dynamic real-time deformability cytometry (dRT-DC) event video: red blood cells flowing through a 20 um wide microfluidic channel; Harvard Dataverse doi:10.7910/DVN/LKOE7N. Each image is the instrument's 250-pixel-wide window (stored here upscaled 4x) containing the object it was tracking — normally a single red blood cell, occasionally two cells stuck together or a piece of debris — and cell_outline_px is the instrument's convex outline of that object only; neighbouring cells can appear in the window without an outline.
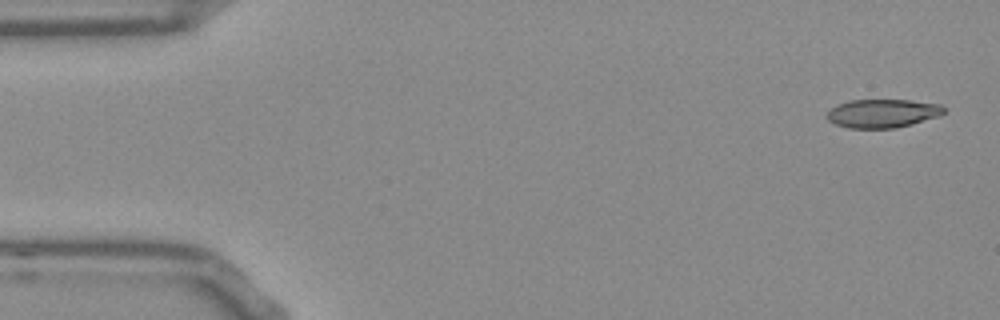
{"species": "Egyptian fruit bat (a non-hibernating species)", "species_latin": "Rousettus aegyptiacus", "temperature_condition": "room temperature", "stored_images_in_passage": 13, "camera_frame_rate_fps": 3000, "um_per_image_px": 0.085, "frame": {"image": 1, "passage_image": 1, "time_ms": 0.0, "image_size_px": [1000, 320], "cell_outline_px": [[944, 112], [940, 116], [912, 124], [896, 128], [848, 128], [836, 124], [828, 120], [824, 116], [836, 104], [852, 100], [908, 100], [940, 104], [944, 108]], "centroid_in_image_um": [75.0, 9.64], "position_along_channel_um": 10.0, "area_um2": 19.48}}
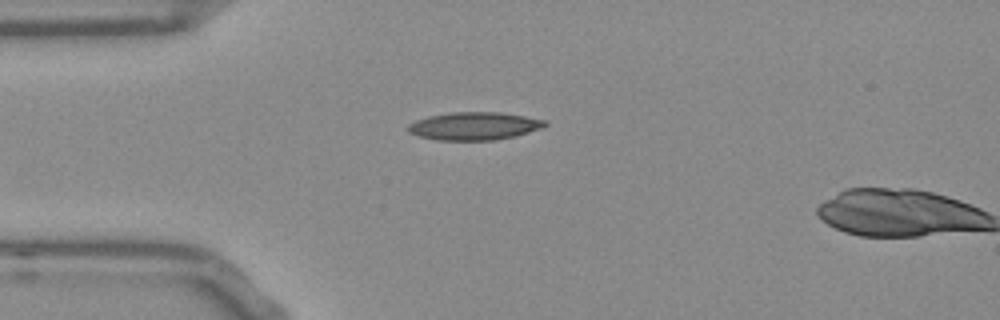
{"frame": {"image": 2, "passage_image": 12, "time_ms": 3.667, "image_size_px": [1000, 320], "cell_outline_px": [[548, 124], [540, 128], [516, 136], [492, 140], [436, 140], [420, 136], [408, 132], [404, 128], [408, 124], [416, 120], [428, 116], [452, 112], [500, 112], [524, 116], [544, 120]], "centroid_in_image_um": [40.25, 10.71], "position_along_channel_um": 44.7, "area_um2": 22.2}}